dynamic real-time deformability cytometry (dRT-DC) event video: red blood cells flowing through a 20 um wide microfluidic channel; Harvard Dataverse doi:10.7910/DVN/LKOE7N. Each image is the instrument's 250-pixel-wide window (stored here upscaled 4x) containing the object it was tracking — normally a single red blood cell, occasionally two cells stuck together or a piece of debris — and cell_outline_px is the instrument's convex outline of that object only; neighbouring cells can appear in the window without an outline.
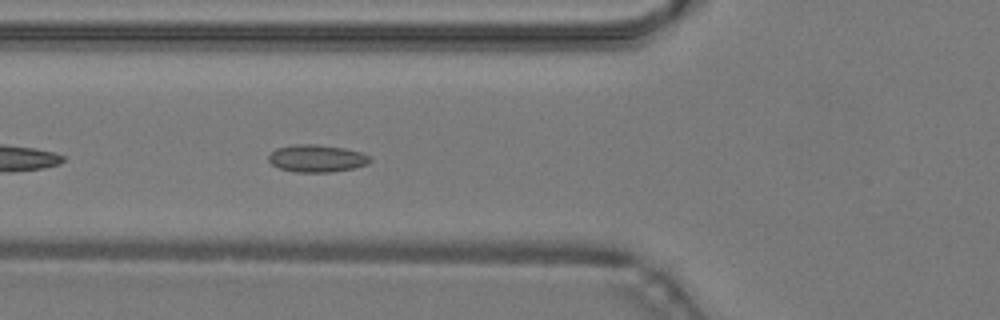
{"species": "common noctule bat (a hibernating species)", "species_latin": "Nyctalus noctula", "temperature_condition": "warm", "stored_images_in_passage": 35, "camera_frame_rate_fps": 3000, "um_per_image_px": 0.085, "animal": {"sex": "male", "body_mass_g": 19.2, "forearm_length_mm": 51.8}, "frame": {"image": 1, "passage_image": 5, "time_ms": 1.333, "image_size_px": [1000, 320], "cell_outline_px": [[372, 160], [368, 164], [352, 168], [332, 172], [296, 172], [280, 168], [272, 164], [268, 160], [268, 156], [276, 148], [296, 144], [316, 144], [344, 148], [360, 152], [368, 156]], "centroid_in_image_um": [26.92, 13.46], "position_along_channel_um": 98.9, "area_um2": 16.07}}
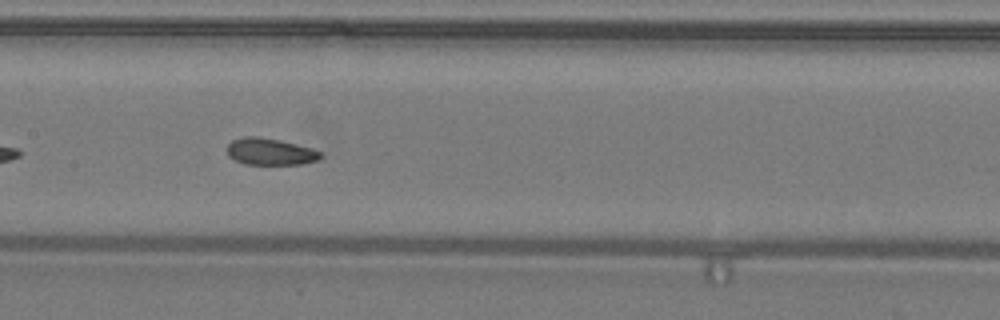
{"frame": {"image": 2, "passage_image": 11, "time_ms": 3.333, "image_size_px": [1000, 320], "cell_outline_px": [[324, 156], [320, 160], [300, 164], [244, 164], [228, 156], [228, 144], [232, 140], [244, 136], [256, 136], [280, 140], [312, 148], [324, 152]], "centroid_in_image_um": [23.02, 12.89], "position_along_channel_um": 184.4, "area_um2": 14.74}}
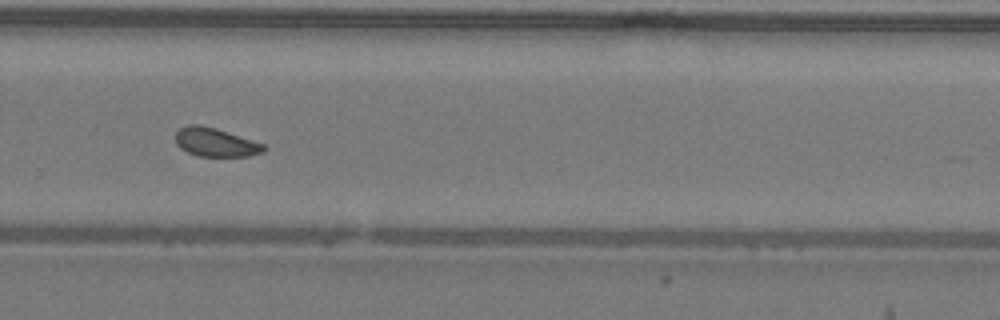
{"frame": {"image": 3, "passage_image": 20, "time_ms": 6.333, "image_size_px": [1000, 320], "cell_outline_px": [[268, 148], [264, 152], [248, 156], [200, 156], [188, 152], [180, 148], [176, 144], [176, 132], [180, 128], [188, 124], [200, 124], [216, 128], [264, 144]], "centroid_in_image_um": [18.32, 12.09], "position_along_channel_um": 311.5, "area_um2": 14.74}, "authors_computed_cell_mechanics": {"area_um2": 15.028, "velocity_mm_per_s": 4.2528, "shape_relaxation_time_tau1_ms": null, "shape_relaxation_time_tau2_ms": 2.3291, "deformation_change_tau1": null, "deformation_change_tau2": 0.0774}}